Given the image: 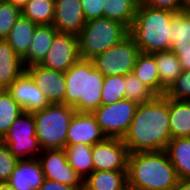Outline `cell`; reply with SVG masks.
<instances>
[{
    "label": "cell",
    "mask_w": 190,
    "mask_h": 190,
    "mask_svg": "<svg viewBox=\"0 0 190 190\" xmlns=\"http://www.w3.org/2000/svg\"><path fill=\"white\" fill-rule=\"evenodd\" d=\"M168 97L157 95L138 105L124 144L129 153L165 151L172 139L169 128Z\"/></svg>",
    "instance_id": "cell-1"
},
{
    "label": "cell",
    "mask_w": 190,
    "mask_h": 190,
    "mask_svg": "<svg viewBox=\"0 0 190 190\" xmlns=\"http://www.w3.org/2000/svg\"><path fill=\"white\" fill-rule=\"evenodd\" d=\"M179 180L165 151L129 154L127 186L138 190H176Z\"/></svg>",
    "instance_id": "cell-2"
},
{
    "label": "cell",
    "mask_w": 190,
    "mask_h": 190,
    "mask_svg": "<svg viewBox=\"0 0 190 190\" xmlns=\"http://www.w3.org/2000/svg\"><path fill=\"white\" fill-rule=\"evenodd\" d=\"M65 104L76 112L93 113L101 106L104 76L92 60L80 59L65 72Z\"/></svg>",
    "instance_id": "cell-3"
},
{
    "label": "cell",
    "mask_w": 190,
    "mask_h": 190,
    "mask_svg": "<svg viewBox=\"0 0 190 190\" xmlns=\"http://www.w3.org/2000/svg\"><path fill=\"white\" fill-rule=\"evenodd\" d=\"M176 13L153 9L145 4L137 7L129 35L143 53L153 54L171 48V19Z\"/></svg>",
    "instance_id": "cell-4"
},
{
    "label": "cell",
    "mask_w": 190,
    "mask_h": 190,
    "mask_svg": "<svg viewBox=\"0 0 190 190\" xmlns=\"http://www.w3.org/2000/svg\"><path fill=\"white\" fill-rule=\"evenodd\" d=\"M75 112L73 107L58 103L32 113L42 150L65 149L68 127Z\"/></svg>",
    "instance_id": "cell-5"
},
{
    "label": "cell",
    "mask_w": 190,
    "mask_h": 190,
    "mask_svg": "<svg viewBox=\"0 0 190 190\" xmlns=\"http://www.w3.org/2000/svg\"><path fill=\"white\" fill-rule=\"evenodd\" d=\"M128 35L129 29L118 21L105 17L86 21L78 35L81 59L92 60Z\"/></svg>",
    "instance_id": "cell-6"
},
{
    "label": "cell",
    "mask_w": 190,
    "mask_h": 190,
    "mask_svg": "<svg viewBox=\"0 0 190 190\" xmlns=\"http://www.w3.org/2000/svg\"><path fill=\"white\" fill-rule=\"evenodd\" d=\"M1 141L18 159H37L42 152L32 113L24 112L17 118Z\"/></svg>",
    "instance_id": "cell-7"
},
{
    "label": "cell",
    "mask_w": 190,
    "mask_h": 190,
    "mask_svg": "<svg viewBox=\"0 0 190 190\" xmlns=\"http://www.w3.org/2000/svg\"><path fill=\"white\" fill-rule=\"evenodd\" d=\"M140 48L128 35L120 43L92 59L96 69L105 76L127 75L132 73Z\"/></svg>",
    "instance_id": "cell-8"
},
{
    "label": "cell",
    "mask_w": 190,
    "mask_h": 190,
    "mask_svg": "<svg viewBox=\"0 0 190 190\" xmlns=\"http://www.w3.org/2000/svg\"><path fill=\"white\" fill-rule=\"evenodd\" d=\"M137 107L138 104L124 98L110 105H101L92 114L107 138L123 139Z\"/></svg>",
    "instance_id": "cell-9"
},
{
    "label": "cell",
    "mask_w": 190,
    "mask_h": 190,
    "mask_svg": "<svg viewBox=\"0 0 190 190\" xmlns=\"http://www.w3.org/2000/svg\"><path fill=\"white\" fill-rule=\"evenodd\" d=\"M80 59L78 35L57 33L46 56L39 65L65 73Z\"/></svg>",
    "instance_id": "cell-10"
},
{
    "label": "cell",
    "mask_w": 190,
    "mask_h": 190,
    "mask_svg": "<svg viewBox=\"0 0 190 190\" xmlns=\"http://www.w3.org/2000/svg\"><path fill=\"white\" fill-rule=\"evenodd\" d=\"M129 154L123 139L106 138L92 146L94 171H127Z\"/></svg>",
    "instance_id": "cell-11"
},
{
    "label": "cell",
    "mask_w": 190,
    "mask_h": 190,
    "mask_svg": "<svg viewBox=\"0 0 190 190\" xmlns=\"http://www.w3.org/2000/svg\"><path fill=\"white\" fill-rule=\"evenodd\" d=\"M37 159L45 179L68 186L83 187V180L68 163L65 149L42 150Z\"/></svg>",
    "instance_id": "cell-12"
},
{
    "label": "cell",
    "mask_w": 190,
    "mask_h": 190,
    "mask_svg": "<svg viewBox=\"0 0 190 190\" xmlns=\"http://www.w3.org/2000/svg\"><path fill=\"white\" fill-rule=\"evenodd\" d=\"M6 90L25 113L42 110L51 104L26 71H23Z\"/></svg>",
    "instance_id": "cell-13"
},
{
    "label": "cell",
    "mask_w": 190,
    "mask_h": 190,
    "mask_svg": "<svg viewBox=\"0 0 190 190\" xmlns=\"http://www.w3.org/2000/svg\"><path fill=\"white\" fill-rule=\"evenodd\" d=\"M36 86L51 104H65L66 81L65 73L55 71L39 64L25 67Z\"/></svg>",
    "instance_id": "cell-14"
},
{
    "label": "cell",
    "mask_w": 190,
    "mask_h": 190,
    "mask_svg": "<svg viewBox=\"0 0 190 190\" xmlns=\"http://www.w3.org/2000/svg\"><path fill=\"white\" fill-rule=\"evenodd\" d=\"M106 138L92 113L75 112L68 127L66 146L79 143L93 146Z\"/></svg>",
    "instance_id": "cell-15"
},
{
    "label": "cell",
    "mask_w": 190,
    "mask_h": 190,
    "mask_svg": "<svg viewBox=\"0 0 190 190\" xmlns=\"http://www.w3.org/2000/svg\"><path fill=\"white\" fill-rule=\"evenodd\" d=\"M179 58L182 70H190V9L171 19V48Z\"/></svg>",
    "instance_id": "cell-16"
},
{
    "label": "cell",
    "mask_w": 190,
    "mask_h": 190,
    "mask_svg": "<svg viewBox=\"0 0 190 190\" xmlns=\"http://www.w3.org/2000/svg\"><path fill=\"white\" fill-rule=\"evenodd\" d=\"M86 24L80 0H55L52 25L58 33L79 35Z\"/></svg>",
    "instance_id": "cell-17"
},
{
    "label": "cell",
    "mask_w": 190,
    "mask_h": 190,
    "mask_svg": "<svg viewBox=\"0 0 190 190\" xmlns=\"http://www.w3.org/2000/svg\"><path fill=\"white\" fill-rule=\"evenodd\" d=\"M44 179L38 159H19L8 183L15 190H38Z\"/></svg>",
    "instance_id": "cell-18"
},
{
    "label": "cell",
    "mask_w": 190,
    "mask_h": 190,
    "mask_svg": "<svg viewBox=\"0 0 190 190\" xmlns=\"http://www.w3.org/2000/svg\"><path fill=\"white\" fill-rule=\"evenodd\" d=\"M57 33L58 31L53 25H37L27 54L22 58L24 67L37 65L42 62Z\"/></svg>",
    "instance_id": "cell-19"
},
{
    "label": "cell",
    "mask_w": 190,
    "mask_h": 190,
    "mask_svg": "<svg viewBox=\"0 0 190 190\" xmlns=\"http://www.w3.org/2000/svg\"><path fill=\"white\" fill-rule=\"evenodd\" d=\"M23 71L22 59L5 39H0V90H6Z\"/></svg>",
    "instance_id": "cell-20"
},
{
    "label": "cell",
    "mask_w": 190,
    "mask_h": 190,
    "mask_svg": "<svg viewBox=\"0 0 190 190\" xmlns=\"http://www.w3.org/2000/svg\"><path fill=\"white\" fill-rule=\"evenodd\" d=\"M171 138L190 137V101L168 97Z\"/></svg>",
    "instance_id": "cell-21"
},
{
    "label": "cell",
    "mask_w": 190,
    "mask_h": 190,
    "mask_svg": "<svg viewBox=\"0 0 190 190\" xmlns=\"http://www.w3.org/2000/svg\"><path fill=\"white\" fill-rule=\"evenodd\" d=\"M127 171H93L84 181L83 190H124Z\"/></svg>",
    "instance_id": "cell-22"
},
{
    "label": "cell",
    "mask_w": 190,
    "mask_h": 190,
    "mask_svg": "<svg viewBox=\"0 0 190 190\" xmlns=\"http://www.w3.org/2000/svg\"><path fill=\"white\" fill-rule=\"evenodd\" d=\"M165 152L179 179L190 178V137L171 139Z\"/></svg>",
    "instance_id": "cell-23"
},
{
    "label": "cell",
    "mask_w": 190,
    "mask_h": 190,
    "mask_svg": "<svg viewBox=\"0 0 190 190\" xmlns=\"http://www.w3.org/2000/svg\"><path fill=\"white\" fill-rule=\"evenodd\" d=\"M36 27L34 22L20 15L5 39L21 59L27 54Z\"/></svg>",
    "instance_id": "cell-24"
},
{
    "label": "cell",
    "mask_w": 190,
    "mask_h": 190,
    "mask_svg": "<svg viewBox=\"0 0 190 190\" xmlns=\"http://www.w3.org/2000/svg\"><path fill=\"white\" fill-rule=\"evenodd\" d=\"M153 55L159 72L161 95H164L183 70L179 58L171 50L156 52Z\"/></svg>",
    "instance_id": "cell-25"
},
{
    "label": "cell",
    "mask_w": 190,
    "mask_h": 190,
    "mask_svg": "<svg viewBox=\"0 0 190 190\" xmlns=\"http://www.w3.org/2000/svg\"><path fill=\"white\" fill-rule=\"evenodd\" d=\"M132 73L157 95H161L159 72L153 54L141 52L137 57Z\"/></svg>",
    "instance_id": "cell-26"
},
{
    "label": "cell",
    "mask_w": 190,
    "mask_h": 190,
    "mask_svg": "<svg viewBox=\"0 0 190 190\" xmlns=\"http://www.w3.org/2000/svg\"><path fill=\"white\" fill-rule=\"evenodd\" d=\"M69 165L84 181L93 171L92 146L82 143L65 146Z\"/></svg>",
    "instance_id": "cell-27"
},
{
    "label": "cell",
    "mask_w": 190,
    "mask_h": 190,
    "mask_svg": "<svg viewBox=\"0 0 190 190\" xmlns=\"http://www.w3.org/2000/svg\"><path fill=\"white\" fill-rule=\"evenodd\" d=\"M138 5L134 0H104L103 17L118 21L130 29Z\"/></svg>",
    "instance_id": "cell-28"
},
{
    "label": "cell",
    "mask_w": 190,
    "mask_h": 190,
    "mask_svg": "<svg viewBox=\"0 0 190 190\" xmlns=\"http://www.w3.org/2000/svg\"><path fill=\"white\" fill-rule=\"evenodd\" d=\"M21 15L36 25H52L55 16V0H29Z\"/></svg>",
    "instance_id": "cell-29"
},
{
    "label": "cell",
    "mask_w": 190,
    "mask_h": 190,
    "mask_svg": "<svg viewBox=\"0 0 190 190\" xmlns=\"http://www.w3.org/2000/svg\"><path fill=\"white\" fill-rule=\"evenodd\" d=\"M23 113L22 108L13 100L7 90H0V140Z\"/></svg>",
    "instance_id": "cell-30"
},
{
    "label": "cell",
    "mask_w": 190,
    "mask_h": 190,
    "mask_svg": "<svg viewBox=\"0 0 190 190\" xmlns=\"http://www.w3.org/2000/svg\"><path fill=\"white\" fill-rule=\"evenodd\" d=\"M125 99L136 104H144L154 99L157 94L143 84L133 73L125 75Z\"/></svg>",
    "instance_id": "cell-31"
},
{
    "label": "cell",
    "mask_w": 190,
    "mask_h": 190,
    "mask_svg": "<svg viewBox=\"0 0 190 190\" xmlns=\"http://www.w3.org/2000/svg\"><path fill=\"white\" fill-rule=\"evenodd\" d=\"M125 76H105L102 85L101 105H110L125 98Z\"/></svg>",
    "instance_id": "cell-32"
},
{
    "label": "cell",
    "mask_w": 190,
    "mask_h": 190,
    "mask_svg": "<svg viewBox=\"0 0 190 190\" xmlns=\"http://www.w3.org/2000/svg\"><path fill=\"white\" fill-rule=\"evenodd\" d=\"M21 10L6 0H0V39H6Z\"/></svg>",
    "instance_id": "cell-33"
},
{
    "label": "cell",
    "mask_w": 190,
    "mask_h": 190,
    "mask_svg": "<svg viewBox=\"0 0 190 190\" xmlns=\"http://www.w3.org/2000/svg\"><path fill=\"white\" fill-rule=\"evenodd\" d=\"M164 95L175 100L190 101V70H183Z\"/></svg>",
    "instance_id": "cell-34"
},
{
    "label": "cell",
    "mask_w": 190,
    "mask_h": 190,
    "mask_svg": "<svg viewBox=\"0 0 190 190\" xmlns=\"http://www.w3.org/2000/svg\"><path fill=\"white\" fill-rule=\"evenodd\" d=\"M18 160L0 140V183L9 181Z\"/></svg>",
    "instance_id": "cell-35"
},
{
    "label": "cell",
    "mask_w": 190,
    "mask_h": 190,
    "mask_svg": "<svg viewBox=\"0 0 190 190\" xmlns=\"http://www.w3.org/2000/svg\"><path fill=\"white\" fill-rule=\"evenodd\" d=\"M85 20L103 17L104 0H80Z\"/></svg>",
    "instance_id": "cell-36"
},
{
    "label": "cell",
    "mask_w": 190,
    "mask_h": 190,
    "mask_svg": "<svg viewBox=\"0 0 190 190\" xmlns=\"http://www.w3.org/2000/svg\"><path fill=\"white\" fill-rule=\"evenodd\" d=\"M144 4L153 9L168 10L174 13L186 10L181 0H146Z\"/></svg>",
    "instance_id": "cell-37"
},
{
    "label": "cell",
    "mask_w": 190,
    "mask_h": 190,
    "mask_svg": "<svg viewBox=\"0 0 190 190\" xmlns=\"http://www.w3.org/2000/svg\"><path fill=\"white\" fill-rule=\"evenodd\" d=\"M38 190H83V187L68 186L53 180L44 179Z\"/></svg>",
    "instance_id": "cell-38"
},
{
    "label": "cell",
    "mask_w": 190,
    "mask_h": 190,
    "mask_svg": "<svg viewBox=\"0 0 190 190\" xmlns=\"http://www.w3.org/2000/svg\"><path fill=\"white\" fill-rule=\"evenodd\" d=\"M176 190H190V178L179 180Z\"/></svg>",
    "instance_id": "cell-39"
},
{
    "label": "cell",
    "mask_w": 190,
    "mask_h": 190,
    "mask_svg": "<svg viewBox=\"0 0 190 190\" xmlns=\"http://www.w3.org/2000/svg\"><path fill=\"white\" fill-rule=\"evenodd\" d=\"M13 4L15 7H18L20 10L29 2V0H6Z\"/></svg>",
    "instance_id": "cell-40"
},
{
    "label": "cell",
    "mask_w": 190,
    "mask_h": 190,
    "mask_svg": "<svg viewBox=\"0 0 190 190\" xmlns=\"http://www.w3.org/2000/svg\"><path fill=\"white\" fill-rule=\"evenodd\" d=\"M0 190H15V189L11 187L8 182H2L0 183Z\"/></svg>",
    "instance_id": "cell-41"
},
{
    "label": "cell",
    "mask_w": 190,
    "mask_h": 190,
    "mask_svg": "<svg viewBox=\"0 0 190 190\" xmlns=\"http://www.w3.org/2000/svg\"><path fill=\"white\" fill-rule=\"evenodd\" d=\"M181 4L186 10L190 9V0H181Z\"/></svg>",
    "instance_id": "cell-42"
},
{
    "label": "cell",
    "mask_w": 190,
    "mask_h": 190,
    "mask_svg": "<svg viewBox=\"0 0 190 190\" xmlns=\"http://www.w3.org/2000/svg\"><path fill=\"white\" fill-rule=\"evenodd\" d=\"M136 1L138 4H144L146 0H134Z\"/></svg>",
    "instance_id": "cell-43"
},
{
    "label": "cell",
    "mask_w": 190,
    "mask_h": 190,
    "mask_svg": "<svg viewBox=\"0 0 190 190\" xmlns=\"http://www.w3.org/2000/svg\"><path fill=\"white\" fill-rule=\"evenodd\" d=\"M124 190H138V189H134L132 187L127 186Z\"/></svg>",
    "instance_id": "cell-44"
}]
</instances>
